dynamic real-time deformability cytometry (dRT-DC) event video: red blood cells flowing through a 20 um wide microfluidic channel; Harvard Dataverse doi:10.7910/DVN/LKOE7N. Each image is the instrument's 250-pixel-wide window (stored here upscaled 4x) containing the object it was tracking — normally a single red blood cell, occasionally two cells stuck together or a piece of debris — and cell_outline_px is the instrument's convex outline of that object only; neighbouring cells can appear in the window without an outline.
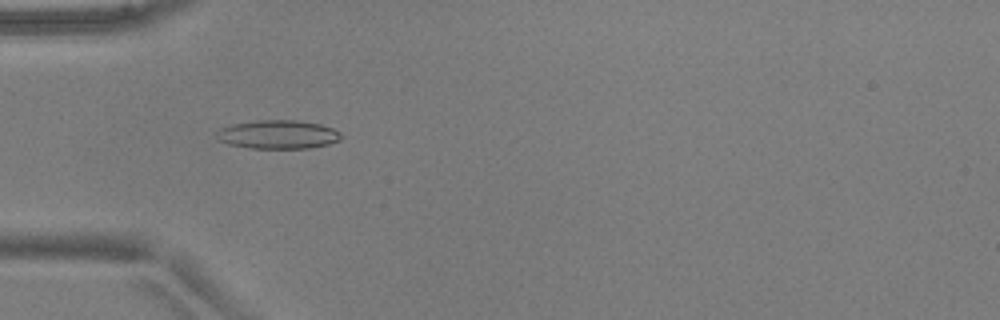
{"species": "common noctule bat (a hibernating species)", "species_latin": "Nyctalus noctula", "temperature_condition": "warm", "stored_images_in_passage": 39, "camera_frame_rate_fps": 3000, "um_per_image_px": 0.085, "animal": {"sex": "male", "body_mass_g": 17.9, "forearm_length_mm": 54.2}, "frame": {"image": 1, "passage_image": 4, "time_ms": 1.0, "image_size_px": [1000, 320], "cell_outline_px": [[344, 136], [340, 140], [328, 144], [308, 148], [248, 148], [228, 144], [220, 140], [216, 132], [220, 128], [232, 124], [256, 120], [296, 120], [320, 124], [332, 128], [340, 132]], "centroid_in_image_um": [23.65, 11.43], "position_along_channel_um": 61.4, "area_um2": 20.81}}
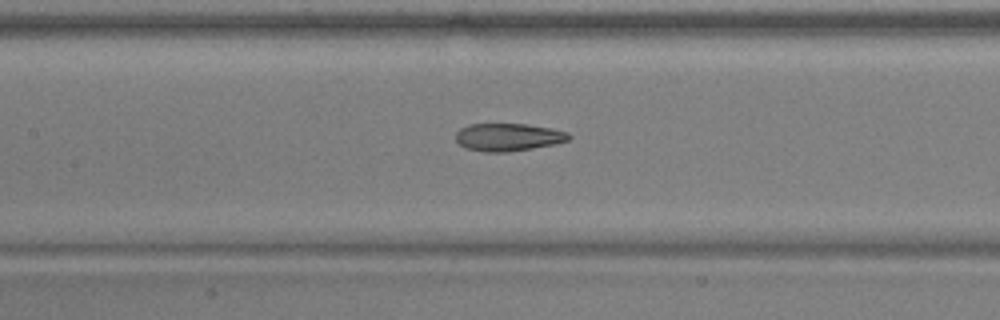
{"frame": {"image": 2, "passage_image": 12, "time_ms": 3.667, "image_size_px": [1000, 320], "cell_outline_px": [[572, 136], [568, 140], [556, 144], [508, 152], [484, 152], [464, 148], [456, 140], [456, 132], [460, 128], [468, 124], [528, 124], [552, 128], [568, 132]], "centroid_in_image_um": [43.2, 11.65], "position_along_channel_um": 164.2, "area_um2": 18.44}}
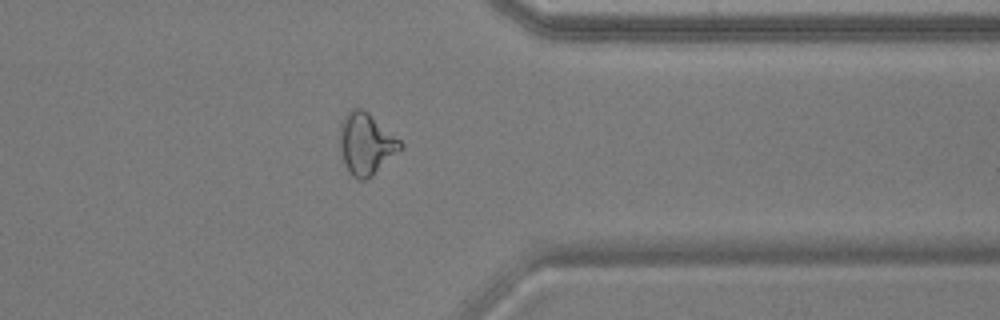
{"frame": {"image": 3, "passage_image": 29, "time_ms": 9.333, "image_size_px": [1000, 320], "cell_outline_px": [[404, 148], [372, 176], [364, 180], [360, 180], [352, 176], [348, 172], [344, 164], [340, 152], [340, 124], [344, 116], [352, 108], [364, 108], [400, 140], [404, 144]], "centroid_in_image_um": [31.12, 12.23], "position_along_channel_um": 380.3, "area_um2": 22.02}, "authors_computed_cell_mechanics": {"area_um2": 19.0162, "velocity_mm_per_s": 3.9277, "shape_relaxation_time_tau1_ms": null, "shape_relaxation_time_tau2_ms": 1.8057, "deformation_change_tau1": null, "deformation_change_tau2": 0.0977}}